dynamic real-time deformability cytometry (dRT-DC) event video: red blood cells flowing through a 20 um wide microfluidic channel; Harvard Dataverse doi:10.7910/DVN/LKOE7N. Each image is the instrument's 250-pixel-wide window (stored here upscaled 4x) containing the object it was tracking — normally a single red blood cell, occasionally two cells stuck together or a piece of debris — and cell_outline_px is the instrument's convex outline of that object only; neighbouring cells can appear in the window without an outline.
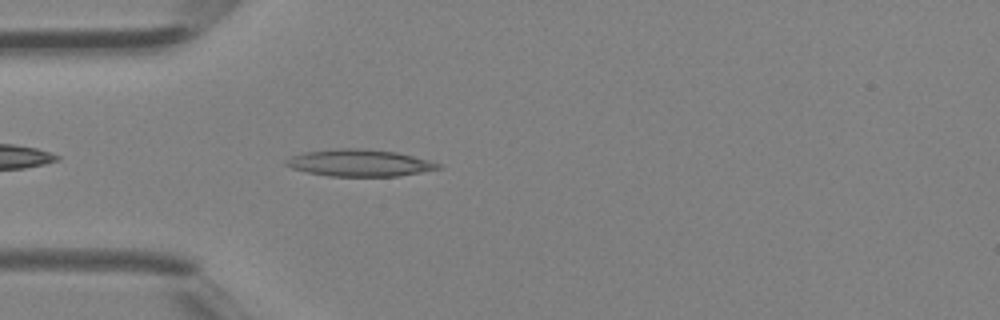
{"species": "Egyptian fruit bat (a non-hibernating species)", "species_latin": "Rousettus aegyptiacus", "temperature_condition": "room temperature", "stored_images_in_passage": 25, "camera_frame_rate_fps": 3000, "um_per_image_px": 0.085, "animal": {"sex": "female"}, "frame": {"image": 1, "passage_image": 4, "time_ms": 1.0, "image_size_px": [1000, 320], "cell_outline_px": [[444, 168], [400, 176], [328, 176], [308, 172], [292, 168], [284, 164], [284, 160], [292, 156], [304, 152], [332, 148], [360, 148], [396, 152], [444, 164]], "centroid_in_image_um": [30.58, 13.84], "position_along_channel_um": 54.4, "area_um2": 24.04}}
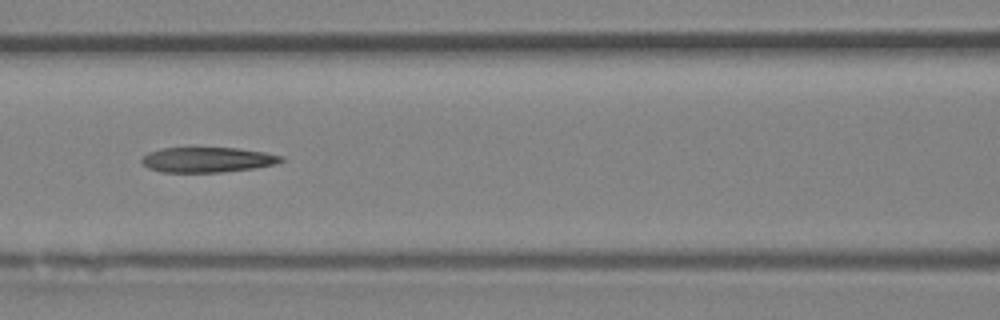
{"frame": {"image": 2, "passage_image": 10, "time_ms": 3.0, "image_size_px": [1000, 320], "cell_outline_px": [[284, 160], [276, 164], [252, 168], [220, 172], [160, 172], [148, 168], [140, 160], [148, 152], [160, 148], [192, 144], [236, 148], [264, 152], [284, 156]], "centroid_in_image_um": [17.57, 13.52], "position_along_channel_um": 149.0, "area_um2": 21.44}}
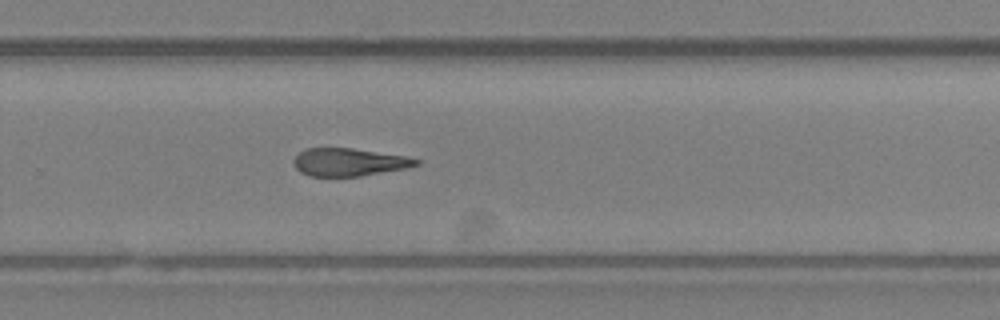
{"frame": {"image": 3, "passage_image": 19, "time_ms": 6.0, "image_size_px": [1000, 320], "cell_outline_px": [[420, 164], [408, 168], [360, 176], [308, 176], [300, 172], [296, 168], [292, 160], [304, 148], [352, 148], [408, 156], [420, 160]], "centroid_in_image_um": [29.68, 13.78], "position_along_channel_um": 300.1, "area_um2": 20.0}}